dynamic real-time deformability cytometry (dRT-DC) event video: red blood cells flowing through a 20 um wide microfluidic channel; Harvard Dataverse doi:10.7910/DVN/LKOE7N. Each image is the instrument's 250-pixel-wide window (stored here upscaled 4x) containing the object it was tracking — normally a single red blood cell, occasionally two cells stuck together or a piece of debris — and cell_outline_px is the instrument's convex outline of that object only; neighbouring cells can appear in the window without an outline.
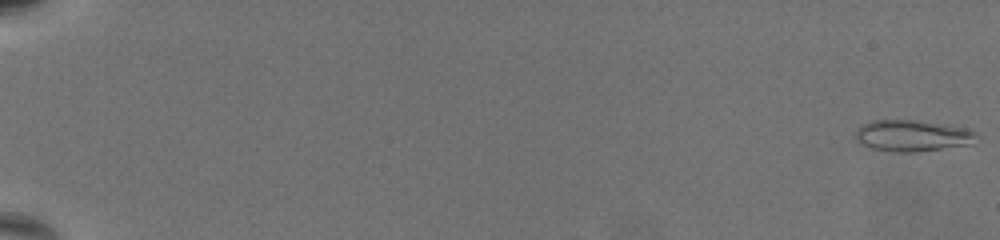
{"species": "common noctule bat (a hibernating species)", "species_latin": "Nyctalus noctula", "temperature_condition": "warm", "stored_images_in_passage": 35, "camera_frame_rate_fps": 3000, "um_per_image_px": 0.085, "animal": {"sex": "female", "body_mass_g": 19.5, "forearm_length_mm": 54.1}, "frame": {"image": 1, "passage_image": 1, "time_ms": 0.0, "image_size_px": [1000, 240], "cell_outline_px": [[976, 132], [972, 144], [916, 152], [892, 152], [872, 148], [860, 144], [856, 140], [856, 128], [872, 120], [920, 120], [964, 128]], "centroid_in_image_um": [77.5, 11.53], "position_along_channel_um": 7.5, "area_um2": 22.02}}
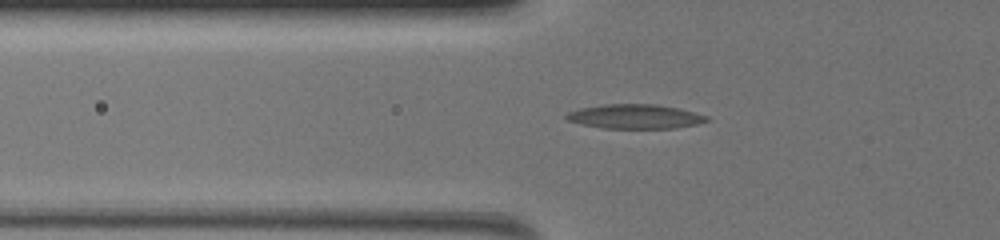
{"frame": {"image": 2, "passage_image": 27, "time_ms": 8.667, "image_size_px": [1000, 240], "cell_outline_px": [[708, 120], [696, 124], [676, 128], [604, 128], [580, 124], [568, 120], [564, 116], [568, 112], [580, 108], [604, 104], [656, 104], [680, 108], [708, 116]], "centroid_in_image_um": [53.97, 9.9], "position_along_channel_um": 71.8, "area_um2": 19.88}}
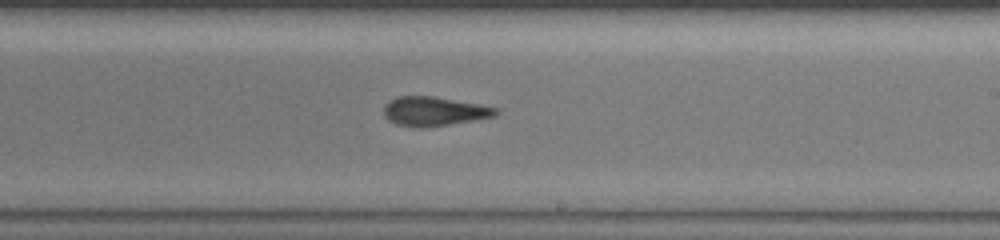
{"frame": {"image": 3, "passage_image": 35, "time_ms": 11.333, "image_size_px": [1000, 240], "cell_outline_px": [[500, 112], [496, 116], [424, 128], [416, 128], [396, 124], [388, 120], [384, 116], [384, 104], [388, 100], [396, 96], [432, 96], [476, 104], [496, 108]], "centroid_in_image_um": [36.82, 9.46], "position_along_channel_um": 252.2, "area_um2": 18.96}}